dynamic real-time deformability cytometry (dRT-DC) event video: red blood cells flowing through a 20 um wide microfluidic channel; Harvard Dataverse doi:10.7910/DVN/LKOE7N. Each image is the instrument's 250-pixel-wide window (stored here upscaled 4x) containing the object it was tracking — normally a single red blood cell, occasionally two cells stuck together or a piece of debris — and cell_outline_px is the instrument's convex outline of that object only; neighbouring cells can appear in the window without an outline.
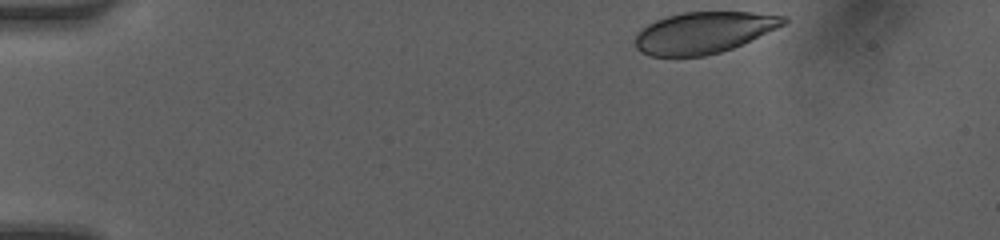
{"species": "human", "species_latin": "Homo sapiens", "temperature_condition": "room temperature", "stored_images_in_passage": 37, "camera_frame_rate_fps": 3000, "um_per_image_px": 0.085, "donor": {"sex": "female"}, "frame": {"image": 1, "passage_image": 1, "time_ms": 0.0, "image_size_px": [1000, 240], "cell_outline_px": [[788, 20], [784, 24], [776, 28], [732, 48], [720, 52], [704, 56], [648, 56], [640, 52], [636, 48], [636, 32], [648, 24], [656, 20], [668, 16], [684, 12], [752, 12], [788, 16]], "centroid_in_image_um": [59.79, 2.77], "position_along_channel_um": 25.2, "area_um2": 35.6}}
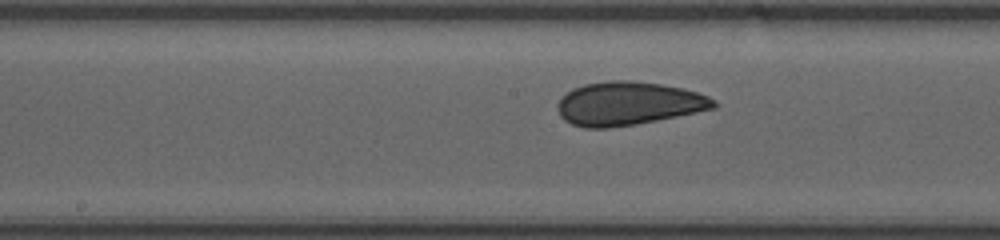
{"frame": {"image": 2, "passage_image": 20, "time_ms": 6.333, "image_size_px": [1000, 240], "cell_outline_px": [[720, 104], [716, 108], [636, 124], [608, 128], [584, 128], [572, 124], [564, 120], [560, 116], [556, 104], [572, 88], [584, 84], [608, 80], [632, 80], [660, 84], [684, 88], [708, 96], [716, 100]], "centroid_in_image_um": [53.42, 8.79], "position_along_channel_um": 194.8, "area_um2": 39.65}}
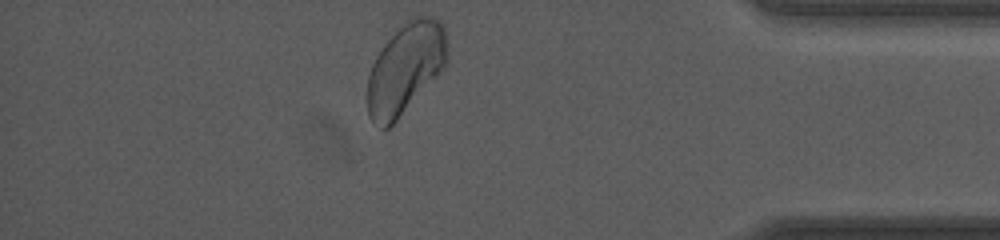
{"frame": {"image": 3, "passage_image": 37, "time_ms": 12.0, "image_size_px": [1000, 240], "cell_outline_px": [[448, 60], [444, 68], [396, 120], [388, 128], [380, 128], [368, 116], [368, 76], [372, 64], [376, 56], [384, 44], [412, 16], [436, 16], [444, 24], [448, 40]], "centroid_in_image_um": [34.5, 5.77], "position_along_channel_um": 400.7, "area_um2": 42.02}, "authors_computed_cell_mechanics": {"area_um2": 38.6682, "velocity_mm_per_s": 4.1695, "shape_relaxation_time_tau1_ms": 3.0645, "shape_relaxation_time_tau2_ms": null, "deformation_change_tau1": 0.0791, "deformation_change_tau2": null}}